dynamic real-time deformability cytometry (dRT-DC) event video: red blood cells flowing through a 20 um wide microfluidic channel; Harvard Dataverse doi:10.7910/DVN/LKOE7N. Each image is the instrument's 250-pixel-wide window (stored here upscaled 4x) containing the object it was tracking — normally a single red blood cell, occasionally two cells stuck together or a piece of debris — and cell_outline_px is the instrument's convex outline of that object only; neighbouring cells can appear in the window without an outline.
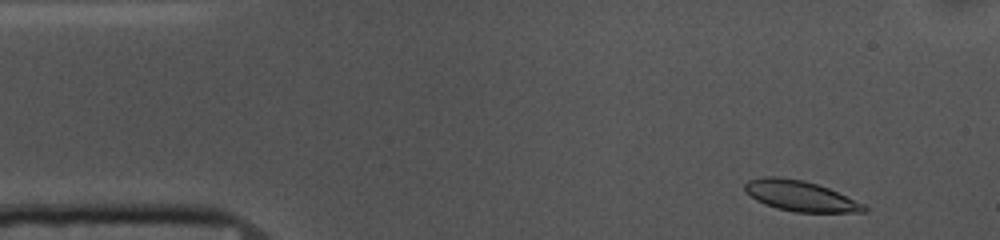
{"species": "common noctule bat (a hibernating species)", "species_latin": "Nyctalus noctula", "temperature_condition": "cold", "stored_images_in_passage": 51, "camera_frame_rate_fps": 3000, "um_per_image_px": 0.085, "animal": {"sex": "female", "body_mass_g": 10.0, "forearm_length_mm": 53.1}, "frame": {"image": 1, "passage_image": 2, "time_ms": 0.333, "image_size_px": [1000, 240], "cell_outline_px": [[868, 212], [796, 212], [776, 208], [764, 204], [756, 200], [744, 192], [744, 184], [748, 180], [764, 176], [776, 176], [804, 180], [828, 188], [864, 204], [868, 208]], "centroid_in_image_um": [67.98, 16.65], "position_along_channel_um": 17.0, "area_um2": 21.21}}
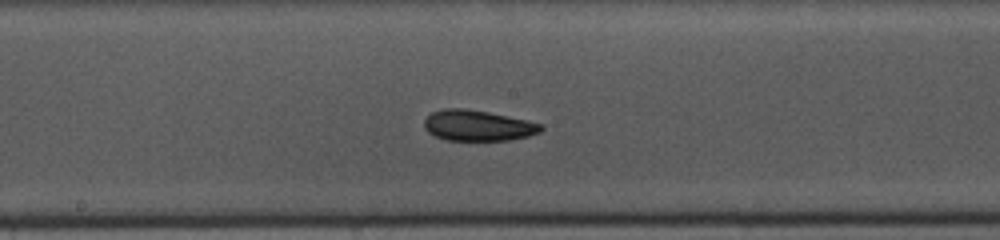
{"frame": {"image": 2, "passage_image": 24, "time_ms": 7.667, "image_size_px": [1000, 240], "cell_outline_px": [[544, 128], [540, 132], [528, 136], [508, 140], [448, 140], [436, 136], [428, 132], [424, 128], [424, 120], [432, 112], [444, 108], [464, 108], [488, 112], [528, 120], [544, 124]], "centroid_in_image_um": [40.64, 10.66], "position_along_channel_um": 207.6, "area_um2": 20.92}}
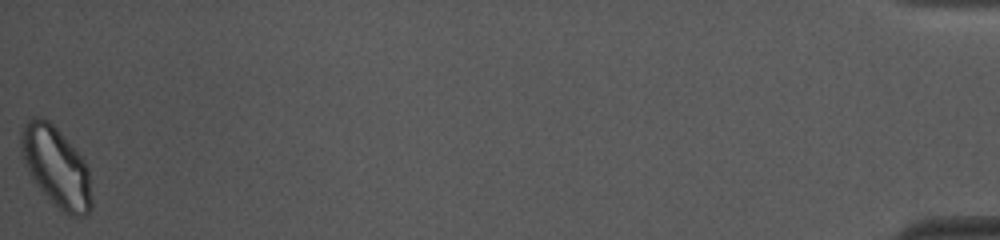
{"frame": {"image": 3, "passage_image": 51, "time_ms": 16.667, "image_size_px": [1000, 240], "cell_outline_px": [[92, 208], [84, 216], [72, 216], [64, 212], [40, 188], [28, 172], [24, 160], [20, 144], [20, 128], [32, 116], [40, 116], [48, 120], [60, 132], [84, 160], [88, 168], [92, 200]], "centroid_in_image_um": [4.77, 14.15], "position_along_channel_um": 430.4, "area_um2": 32.43}, "authors_computed_cell_mechanics": {"area_um2": 21.386, "velocity_mm_per_s": 3.6366, "shape_relaxation_time_tau1_ms": 3.0041, "shape_relaxation_time_tau2_ms": 5.638, "deformation_change_tau1": 0.0845, "deformation_change_tau2": 0.0799}}